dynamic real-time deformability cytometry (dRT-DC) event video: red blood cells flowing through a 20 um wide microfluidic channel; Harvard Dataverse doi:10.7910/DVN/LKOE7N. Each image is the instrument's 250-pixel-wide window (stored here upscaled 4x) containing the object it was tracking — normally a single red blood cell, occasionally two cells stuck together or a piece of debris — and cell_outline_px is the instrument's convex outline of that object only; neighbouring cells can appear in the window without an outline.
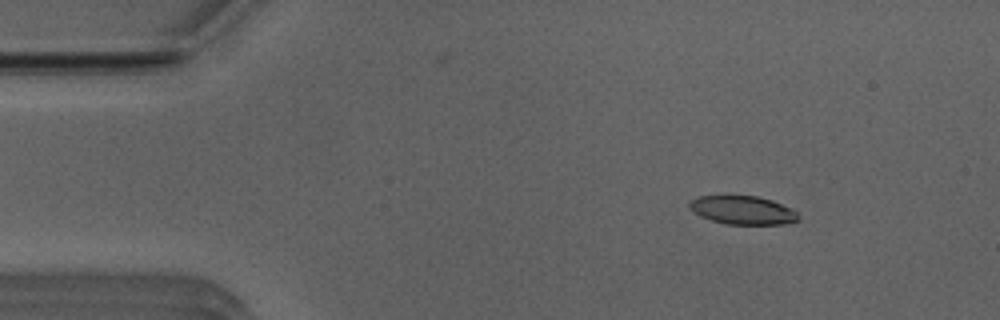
{"species": "Egyptian fruit bat (a non-hibernating species)", "species_latin": "Rousettus aegyptiacus", "temperature_condition": "room temperature", "stored_images_in_passage": 18, "camera_frame_rate_fps": 3000, "um_per_image_px": 0.085, "animal": {"sex": "male"}, "frame": {"image": 1, "passage_image": 4, "time_ms": 1.0, "image_size_px": [1000, 320], "cell_outline_px": [[800, 220], [784, 224], [724, 224], [700, 216], [688, 208], [688, 204], [692, 200], [700, 196], [756, 196], [772, 200], [792, 208], [800, 216]], "centroid_in_image_um": [63.15, 17.87], "position_along_channel_um": 21.8, "area_um2": 18.09}}